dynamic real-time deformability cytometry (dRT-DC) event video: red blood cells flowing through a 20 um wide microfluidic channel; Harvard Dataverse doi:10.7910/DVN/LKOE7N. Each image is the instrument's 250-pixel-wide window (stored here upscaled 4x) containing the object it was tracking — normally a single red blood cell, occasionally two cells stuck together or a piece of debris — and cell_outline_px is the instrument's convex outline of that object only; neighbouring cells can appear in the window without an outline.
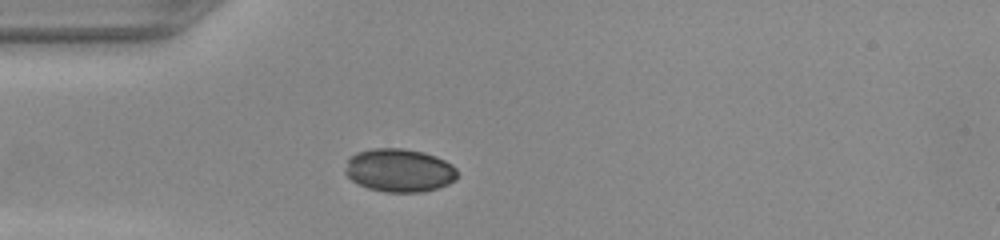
{"species": "common noctule bat (a hibernating species)", "species_latin": "Nyctalus noctula", "temperature_condition": "warm", "stored_images_in_passage": 27, "camera_frame_rate_fps": 3000, "um_per_image_px": 0.085, "animal": {"sex": "female", "body_mass_g": 22.0, "forearm_length_mm": 56.7}, "frame": {"image": 1, "passage_image": 1, "time_ms": 0.0, "image_size_px": [1000, 240], "cell_outline_px": [[456, 180], [440, 188], [424, 192], [384, 192], [368, 188], [352, 180], [344, 172], [344, 168], [348, 160], [356, 152], [376, 148], [400, 148], [420, 152], [436, 156], [452, 164], [456, 168]], "centroid_in_image_um": [33.95, 14.49], "position_along_channel_um": 51.1, "area_um2": 28.26}}
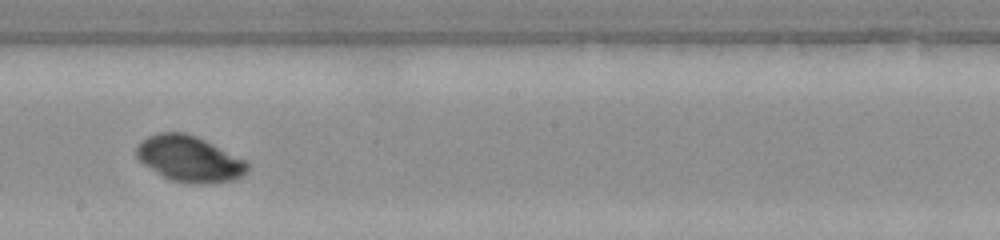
{"frame": {"image": 2, "passage_image": 15, "time_ms": 4.667, "image_size_px": [1000, 240], "cell_outline_px": [[248, 172], [232, 180], [212, 184], [184, 184], [168, 180], [144, 164], [136, 156], [136, 144], [140, 140], [148, 136], [160, 132], [184, 132], [196, 136], [248, 160]], "centroid_in_image_um": [16.1, 13.51], "position_along_channel_um": 232.1, "area_um2": 30.17}}
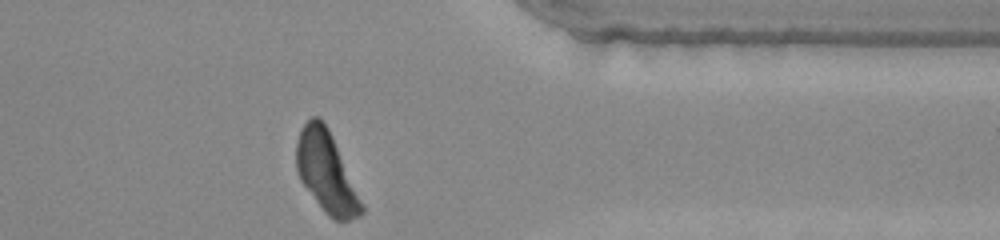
{"frame": {"image": 3, "passage_image": 27, "time_ms": 8.667, "image_size_px": [1000, 240], "cell_outline_px": [[364, 212], [360, 216], [348, 220], [336, 220], [328, 216], [324, 212], [300, 180], [296, 168], [296, 144], [300, 132], [304, 124], [312, 116], [320, 116], [328, 128], [364, 204]], "centroid_in_image_um": [27.74, 14.64], "position_along_channel_um": 383.7, "area_um2": 30.4}}